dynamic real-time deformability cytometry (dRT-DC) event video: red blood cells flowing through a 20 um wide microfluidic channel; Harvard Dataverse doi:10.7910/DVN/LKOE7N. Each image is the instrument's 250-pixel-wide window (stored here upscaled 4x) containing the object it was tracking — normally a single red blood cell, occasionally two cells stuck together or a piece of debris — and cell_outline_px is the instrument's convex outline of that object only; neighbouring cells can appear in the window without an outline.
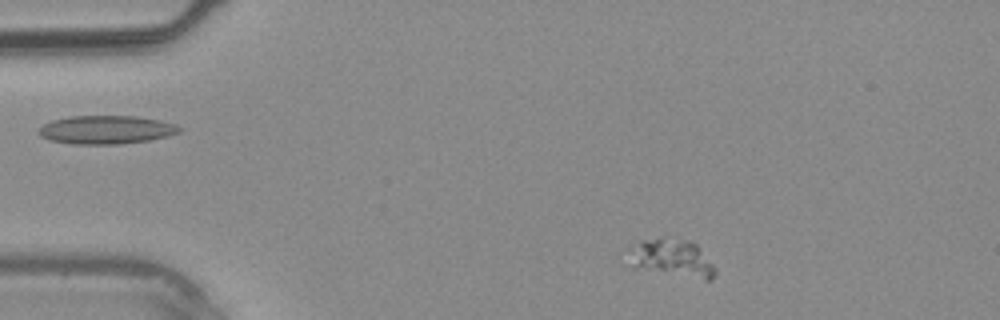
{"species": "common noctule bat (a hibernating species)", "species_latin": "Nyctalus noctula", "temperature_condition": "warm", "stored_images_in_passage": 3, "camera_frame_rate_fps": 3000, "um_per_image_px": 0.085, "animal": {"sex": "male", "body_mass_g": 20.4}, "frame": {"image": 1, "passage_image": 2, "time_ms": 1.0, "image_size_px": [1000, 320], "cell_outline_px": [[716, 272], [712, 280], [704, 280], [632, 268], [628, 248], [644, 240], [688, 240], [696, 244], [716, 268]], "centroid_in_image_um": [57.13, 22.0], "position_along_channel_um": 27.9, "area_um2": 18.67}}